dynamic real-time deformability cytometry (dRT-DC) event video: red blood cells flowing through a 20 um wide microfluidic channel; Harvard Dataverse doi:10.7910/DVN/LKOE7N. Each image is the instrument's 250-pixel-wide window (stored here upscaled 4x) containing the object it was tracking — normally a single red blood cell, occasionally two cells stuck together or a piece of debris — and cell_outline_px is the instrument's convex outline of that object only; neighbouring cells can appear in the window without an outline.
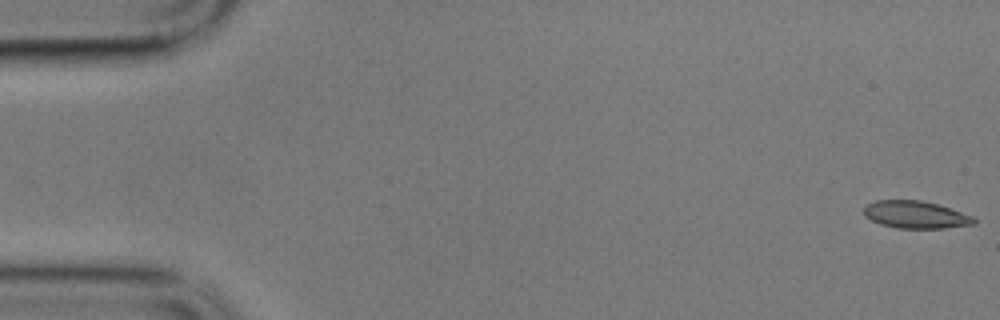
{"species": "common noctule bat (a hibernating species)", "species_latin": "Nyctalus noctula", "temperature_condition": "cold", "stored_images_in_passage": 60, "camera_frame_rate_fps": 3000, "um_per_image_px": 0.085, "animal": {"sex": "male", "body_mass_g": 17.9}, "frame": {"image": 1, "passage_image": 1, "time_ms": 0.0, "image_size_px": [1000, 320], "cell_outline_px": [[976, 224], [944, 228], [896, 228], [880, 224], [864, 216], [864, 208], [868, 204], [876, 200], [920, 200], [936, 204], [976, 216]], "centroid_in_image_um": [77.86, 18.25], "position_along_channel_um": 7.1, "area_um2": 17.63}}
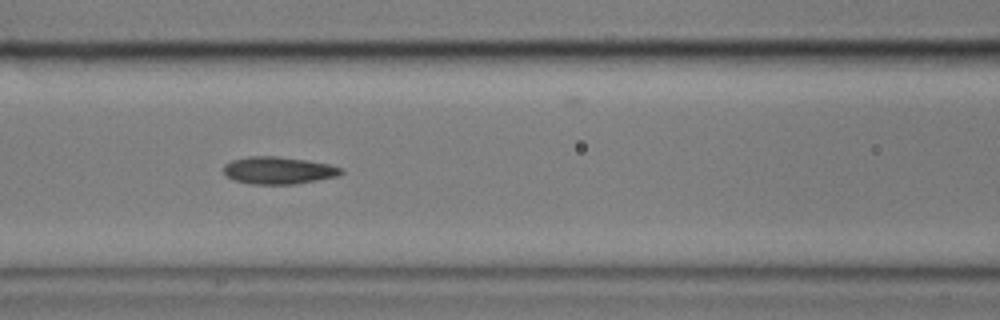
{"frame": {"image": 2, "passage_image": 25, "time_ms": 8.0, "image_size_px": [1000, 320], "cell_outline_px": [[344, 172], [340, 176], [296, 184], [252, 184], [236, 180], [228, 176], [224, 172], [224, 164], [232, 160], [248, 156], [276, 156], [308, 160], [328, 164], [344, 168]], "centroid_in_image_um": [23.73, 14.48], "position_along_channel_um": 142.9, "area_um2": 18.79}}
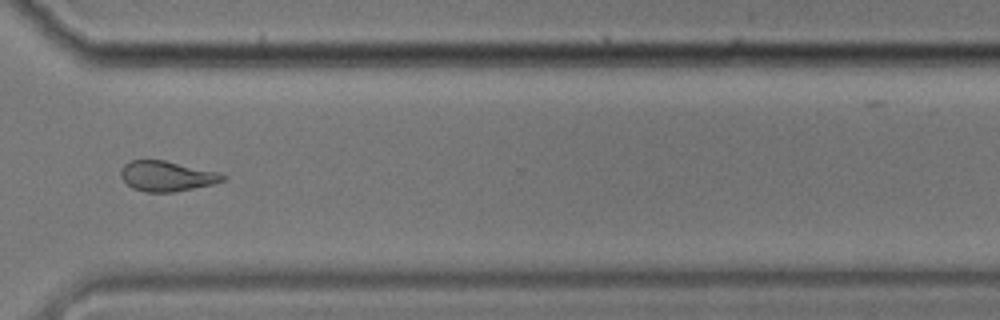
{"frame": {"image": 3, "passage_image": 44, "time_ms": 14.333, "image_size_px": [1000, 320], "cell_outline_px": [[228, 176], [224, 180], [212, 184], [172, 192], [144, 192], [132, 188], [120, 176], [120, 168], [124, 164], [132, 160], [164, 160], [220, 172]], "centroid_in_image_um": [14.17, 14.96], "position_along_channel_um": 356.4, "area_um2": 17.98}}